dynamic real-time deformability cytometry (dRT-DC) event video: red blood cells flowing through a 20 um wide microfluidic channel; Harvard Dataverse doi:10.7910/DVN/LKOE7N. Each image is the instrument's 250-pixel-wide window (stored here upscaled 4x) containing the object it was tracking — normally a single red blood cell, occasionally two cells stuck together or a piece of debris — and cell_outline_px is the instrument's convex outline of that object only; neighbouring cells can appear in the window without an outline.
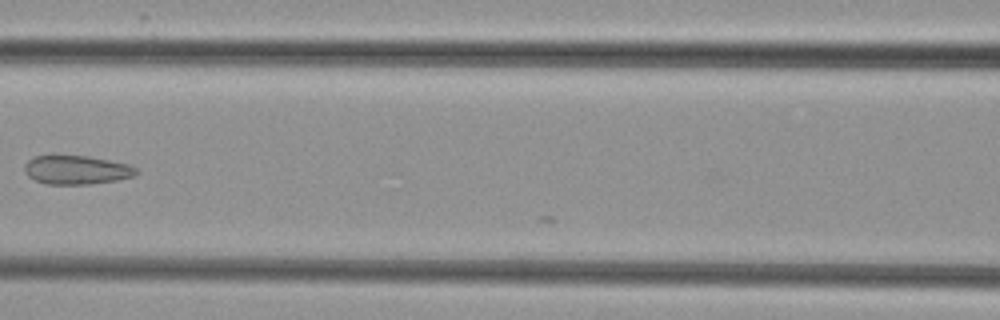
{"species": "common noctule bat (a hibernating species)", "species_latin": "Nyctalus noctula", "temperature_condition": "cold", "stored_images_in_passage": 7, "camera_frame_rate_fps": 3000, "um_per_image_px": 0.085, "animal": {"sex": "female", "body_mass_g": 29.2, "forearm_length_mm": 56.3}, "frame": {"image": 1, "passage_image": 7, "time_ms": 7.333, "image_size_px": [1000, 320], "cell_outline_px": [[140, 172], [136, 176], [120, 180], [92, 184], [48, 184], [36, 180], [28, 176], [24, 172], [24, 164], [28, 160], [36, 156], [52, 152], [56, 152], [88, 156], [128, 164], [136, 168]], "centroid_in_image_um": [6.49, 14.4], "position_along_channel_um": 160.1, "area_um2": 19.65}}